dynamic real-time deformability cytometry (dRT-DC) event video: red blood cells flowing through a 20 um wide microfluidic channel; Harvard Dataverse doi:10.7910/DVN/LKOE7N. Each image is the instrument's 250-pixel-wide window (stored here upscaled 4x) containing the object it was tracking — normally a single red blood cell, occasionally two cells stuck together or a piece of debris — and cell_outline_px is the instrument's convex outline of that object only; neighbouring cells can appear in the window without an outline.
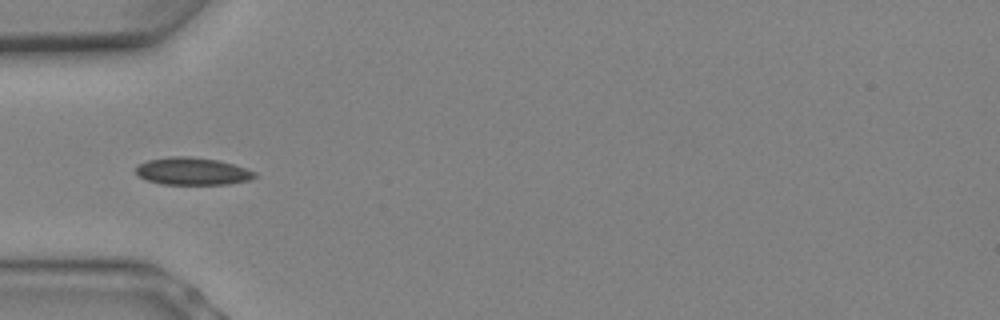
{"species": "Egyptian fruit bat (a non-hibernating species)", "species_latin": "Rousettus aegyptiacus", "temperature_condition": "warm", "stored_images_in_passage": 8, "segment_of_instrument_passage": [2, 2], "camera_frame_rate_fps": 3000, "um_per_image_px": 0.085, "animal": {"sex": "female"}, "frame": {"image": 1, "passage_image": 7, "time_ms": 2.0, "image_size_px": [1000, 320], "cell_outline_px": [[256, 176], [252, 180], [228, 184], [164, 184], [148, 180], [140, 176], [136, 172], [136, 168], [140, 164], [148, 160], [168, 156], [192, 156], [220, 160], [256, 172]], "centroid_in_image_um": [16.39, 14.55], "position_along_channel_um": 68.6, "area_um2": 18.96}}
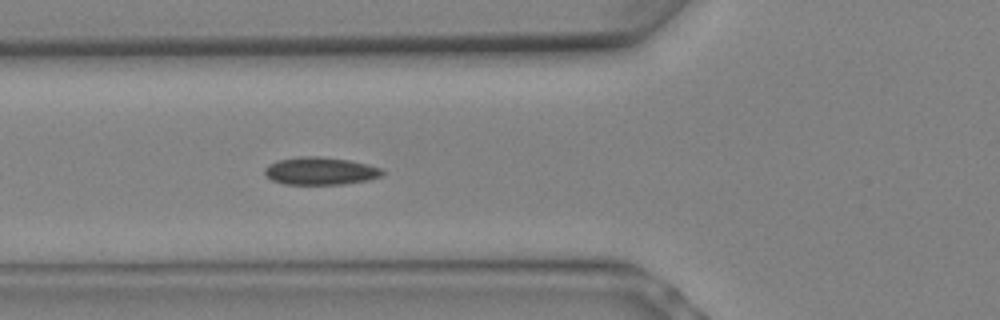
{"frame": {"image": 2, "passage_image": 8, "time_ms": 2.333, "image_size_px": [1000, 320], "cell_outline_px": [[384, 172], [380, 176], [368, 180], [340, 184], [284, 184], [272, 180], [264, 176], [264, 168], [268, 164], [276, 160], [300, 156], [320, 156], [348, 160], [368, 164], [380, 168]], "centroid_in_image_um": [27.16, 14.52], "position_along_channel_um": 98.6, "area_um2": 19.02}}